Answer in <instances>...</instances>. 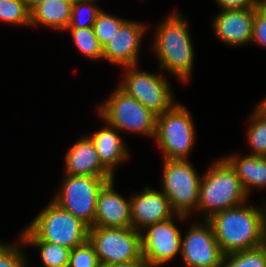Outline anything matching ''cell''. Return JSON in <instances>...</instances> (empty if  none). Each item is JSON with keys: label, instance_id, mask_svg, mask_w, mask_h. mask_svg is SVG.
<instances>
[{"label": "cell", "instance_id": "obj_35", "mask_svg": "<svg viewBox=\"0 0 266 267\" xmlns=\"http://www.w3.org/2000/svg\"><path fill=\"white\" fill-rule=\"evenodd\" d=\"M265 227H266V209H265ZM266 243V241H265Z\"/></svg>", "mask_w": 266, "mask_h": 267}, {"label": "cell", "instance_id": "obj_11", "mask_svg": "<svg viewBox=\"0 0 266 267\" xmlns=\"http://www.w3.org/2000/svg\"><path fill=\"white\" fill-rule=\"evenodd\" d=\"M191 226L181 239V256L187 267H221L223 253L214 236L211 224Z\"/></svg>", "mask_w": 266, "mask_h": 267}, {"label": "cell", "instance_id": "obj_16", "mask_svg": "<svg viewBox=\"0 0 266 267\" xmlns=\"http://www.w3.org/2000/svg\"><path fill=\"white\" fill-rule=\"evenodd\" d=\"M255 8L222 10L214 19L213 28L228 45H244L252 41Z\"/></svg>", "mask_w": 266, "mask_h": 267}, {"label": "cell", "instance_id": "obj_24", "mask_svg": "<svg viewBox=\"0 0 266 267\" xmlns=\"http://www.w3.org/2000/svg\"><path fill=\"white\" fill-rule=\"evenodd\" d=\"M0 20L11 24L30 25L28 0H0Z\"/></svg>", "mask_w": 266, "mask_h": 267}, {"label": "cell", "instance_id": "obj_20", "mask_svg": "<svg viewBox=\"0 0 266 267\" xmlns=\"http://www.w3.org/2000/svg\"><path fill=\"white\" fill-rule=\"evenodd\" d=\"M74 1L47 0L30 13V26L38 23L58 30H67Z\"/></svg>", "mask_w": 266, "mask_h": 267}, {"label": "cell", "instance_id": "obj_4", "mask_svg": "<svg viewBox=\"0 0 266 267\" xmlns=\"http://www.w3.org/2000/svg\"><path fill=\"white\" fill-rule=\"evenodd\" d=\"M247 197L234 169L221 159L201 178L197 209L206 210L207 220L215 213L242 205Z\"/></svg>", "mask_w": 266, "mask_h": 267}, {"label": "cell", "instance_id": "obj_2", "mask_svg": "<svg viewBox=\"0 0 266 267\" xmlns=\"http://www.w3.org/2000/svg\"><path fill=\"white\" fill-rule=\"evenodd\" d=\"M172 14L157 28L153 49L160 60V68L170 71L181 81H188L194 50L187 31V20Z\"/></svg>", "mask_w": 266, "mask_h": 267}, {"label": "cell", "instance_id": "obj_29", "mask_svg": "<svg viewBox=\"0 0 266 267\" xmlns=\"http://www.w3.org/2000/svg\"><path fill=\"white\" fill-rule=\"evenodd\" d=\"M25 256L12 245L0 243V267H25Z\"/></svg>", "mask_w": 266, "mask_h": 267}, {"label": "cell", "instance_id": "obj_21", "mask_svg": "<svg viewBox=\"0 0 266 267\" xmlns=\"http://www.w3.org/2000/svg\"><path fill=\"white\" fill-rule=\"evenodd\" d=\"M221 267H266V243L253 249L223 254Z\"/></svg>", "mask_w": 266, "mask_h": 267}, {"label": "cell", "instance_id": "obj_5", "mask_svg": "<svg viewBox=\"0 0 266 267\" xmlns=\"http://www.w3.org/2000/svg\"><path fill=\"white\" fill-rule=\"evenodd\" d=\"M88 240L93 245L102 267L143 258L141 232L133 227H90Z\"/></svg>", "mask_w": 266, "mask_h": 267}, {"label": "cell", "instance_id": "obj_19", "mask_svg": "<svg viewBox=\"0 0 266 267\" xmlns=\"http://www.w3.org/2000/svg\"><path fill=\"white\" fill-rule=\"evenodd\" d=\"M224 159L234 169L247 195L252 186L266 187V157L249 154L242 158L232 155Z\"/></svg>", "mask_w": 266, "mask_h": 267}, {"label": "cell", "instance_id": "obj_28", "mask_svg": "<svg viewBox=\"0 0 266 267\" xmlns=\"http://www.w3.org/2000/svg\"><path fill=\"white\" fill-rule=\"evenodd\" d=\"M96 0H75L73 2L72 7V16L71 22L68 28H86V27H93L99 12L101 11L100 8L96 6L88 5L89 3L92 4ZM88 3V4H87ZM87 8V9H86ZM82 10H88V21L82 20Z\"/></svg>", "mask_w": 266, "mask_h": 267}, {"label": "cell", "instance_id": "obj_12", "mask_svg": "<svg viewBox=\"0 0 266 267\" xmlns=\"http://www.w3.org/2000/svg\"><path fill=\"white\" fill-rule=\"evenodd\" d=\"M172 219L149 225L148 232L141 234L142 256L152 267L167 263L181 251V233Z\"/></svg>", "mask_w": 266, "mask_h": 267}, {"label": "cell", "instance_id": "obj_15", "mask_svg": "<svg viewBox=\"0 0 266 267\" xmlns=\"http://www.w3.org/2000/svg\"><path fill=\"white\" fill-rule=\"evenodd\" d=\"M114 179L108 181L99 191L94 225L92 227H132L131 200H125L114 191Z\"/></svg>", "mask_w": 266, "mask_h": 267}, {"label": "cell", "instance_id": "obj_30", "mask_svg": "<svg viewBox=\"0 0 266 267\" xmlns=\"http://www.w3.org/2000/svg\"><path fill=\"white\" fill-rule=\"evenodd\" d=\"M252 41L266 46V2L264 0L255 8Z\"/></svg>", "mask_w": 266, "mask_h": 267}, {"label": "cell", "instance_id": "obj_32", "mask_svg": "<svg viewBox=\"0 0 266 267\" xmlns=\"http://www.w3.org/2000/svg\"><path fill=\"white\" fill-rule=\"evenodd\" d=\"M106 267H152V266L144 258H141L138 261L109 265Z\"/></svg>", "mask_w": 266, "mask_h": 267}, {"label": "cell", "instance_id": "obj_25", "mask_svg": "<svg viewBox=\"0 0 266 267\" xmlns=\"http://www.w3.org/2000/svg\"><path fill=\"white\" fill-rule=\"evenodd\" d=\"M248 130V141L253 149L251 155L266 157V116L255 108Z\"/></svg>", "mask_w": 266, "mask_h": 267}, {"label": "cell", "instance_id": "obj_17", "mask_svg": "<svg viewBox=\"0 0 266 267\" xmlns=\"http://www.w3.org/2000/svg\"><path fill=\"white\" fill-rule=\"evenodd\" d=\"M66 175L114 177L100 162L90 136L78 140L67 152Z\"/></svg>", "mask_w": 266, "mask_h": 267}, {"label": "cell", "instance_id": "obj_34", "mask_svg": "<svg viewBox=\"0 0 266 267\" xmlns=\"http://www.w3.org/2000/svg\"><path fill=\"white\" fill-rule=\"evenodd\" d=\"M256 109L266 116V99L260 102Z\"/></svg>", "mask_w": 266, "mask_h": 267}, {"label": "cell", "instance_id": "obj_22", "mask_svg": "<svg viewBox=\"0 0 266 267\" xmlns=\"http://www.w3.org/2000/svg\"><path fill=\"white\" fill-rule=\"evenodd\" d=\"M20 240L25 244L39 247L44 267H68L71 249L43 240Z\"/></svg>", "mask_w": 266, "mask_h": 267}, {"label": "cell", "instance_id": "obj_6", "mask_svg": "<svg viewBox=\"0 0 266 267\" xmlns=\"http://www.w3.org/2000/svg\"><path fill=\"white\" fill-rule=\"evenodd\" d=\"M162 178V192L176 216L184 219L198 206L201 177L188 160H165Z\"/></svg>", "mask_w": 266, "mask_h": 267}, {"label": "cell", "instance_id": "obj_27", "mask_svg": "<svg viewBox=\"0 0 266 267\" xmlns=\"http://www.w3.org/2000/svg\"><path fill=\"white\" fill-rule=\"evenodd\" d=\"M68 267H102L89 240L70 251Z\"/></svg>", "mask_w": 266, "mask_h": 267}, {"label": "cell", "instance_id": "obj_26", "mask_svg": "<svg viewBox=\"0 0 266 267\" xmlns=\"http://www.w3.org/2000/svg\"><path fill=\"white\" fill-rule=\"evenodd\" d=\"M125 21L126 20L114 17L102 10L99 12L93 29L102 47L110 41Z\"/></svg>", "mask_w": 266, "mask_h": 267}, {"label": "cell", "instance_id": "obj_33", "mask_svg": "<svg viewBox=\"0 0 266 267\" xmlns=\"http://www.w3.org/2000/svg\"><path fill=\"white\" fill-rule=\"evenodd\" d=\"M47 0H28L30 13L39 5L44 4ZM59 1H75V0H59Z\"/></svg>", "mask_w": 266, "mask_h": 267}, {"label": "cell", "instance_id": "obj_31", "mask_svg": "<svg viewBox=\"0 0 266 267\" xmlns=\"http://www.w3.org/2000/svg\"><path fill=\"white\" fill-rule=\"evenodd\" d=\"M223 10L256 8L263 0H216Z\"/></svg>", "mask_w": 266, "mask_h": 267}, {"label": "cell", "instance_id": "obj_1", "mask_svg": "<svg viewBox=\"0 0 266 267\" xmlns=\"http://www.w3.org/2000/svg\"><path fill=\"white\" fill-rule=\"evenodd\" d=\"M207 221L223 254L253 249L265 244V209L239 205L215 213Z\"/></svg>", "mask_w": 266, "mask_h": 267}, {"label": "cell", "instance_id": "obj_14", "mask_svg": "<svg viewBox=\"0 0 266 267\" xmlns=\"http://www.w3.org/2000/svg\"><path fill=\"white\" fill-rule=\"evenodd\" d=\"M130 200L132 227L139 232L149 225L176 215L167 196L155 189L146 187L143 193L133 196Z\"/></svg>", "mask_w": 266, "mask_h": 267}, {"label": "cell", "instance_id": "obj_3", "mask_svg": "<svg viewBox=\"0 0 266 267\" xmlns=\"http://www.w3.org/2000/svg\"><path fill=\"white\" fill-rule=\"evenodd\" d=\"M89 227L52 201L21 234L22 240H43L69 249L88 240Z\"/></svg>", "mask_w": 266, "mask_h": 267}, {"label": "cell", "instance_id": "obj_8", "mask_svg": "<svg viewBox=\"0 0 266 267\" xmlns=\"http://www.w3.org/2000/svg\"><path fill=\"white\" fill-rule=\"evenodd\" d=\"M101 117L118 130H128L155 137L156 114L119 86L100 107Z\"/></svg>", "mask_w": 266, "mask_h": 267}, {"label": "cell", "instance_id": "obj_9", "mask_svg": "<svg viewBox=\"0 0 266 267\" xmlns=\"http://www.w3.org/2000/svg\"><path fill=\"white\" fill-rule=\"evenodd\" d=\"M66 176L53 201L90 228L94 225L99 191L114 177Z\"/></svg>", "mask_w": 266, "mask_h": 267}, {"label": "cell", "instance_id": "obj_23", "mask_svg": "<svg viewBox=\"0 0 266 267\" xmlns=\"http://www.w3.org/2000/svg\"><path fill=\"white\" fill-rule=\"evenodd\" d=\"M73 36L76 47L85 56L93 59H103L102 46L95 35L93 27L67 28Z\"/></svg>", "mask_w": 266, "mask_h": 267}, {"label": "cell", "instance_id": "obj_10", "mask_svg": "<svg viewBox=\"0 0 266 267\" xmlns=\"http://www.w3.org/2000/svg\"><path fill=\"white\" fill-rule=\"evenodd\" d=\"M136 66H126V76L119 87L137 99L147 109L159 115L174 105L170 86L162 76L135 70Z\"/></svg>", "mask_w": 266, "mask_h": 267}, {"label": "cell", "instance_id": "obj_7", "mask_svg": "<svg viewBox=\"0 0 266 267\" xmlns=\"http://www.w3.org/2000/svg\"><path fill=\"white\" fill-rule=\"evenodd\" d=\"M195 129L188 110L175 104L156 116L155 138L164 153V160H187L195 139Z\"/></svg>", "mask_w": 266, "mask_h": 267}, {"label": "cell", "instance_id": "obj_13", "mask_svg": "<svg viewBox=\"0 0 266 267\" xmlns=\"http://www.w3.org/2000/svg\"><path fill=\"white\" fill-rule=\"evenodd\" d=\"M145 30L144 25L126 20L102 47L103 59L123 67L136 66L141 37Z\"/></svg>", "mask_w": 266, "mask_h": 267}, {"label": "cell", "instance_id": "obj_18", "mask_svg": "<svg viewBox=\"0 0 266 267\" xmlns=\"http://www.w3.org/2000/svg\"><path fill=\"white\" fill-rule=\"evenodd\" d=\"M108 127L100 129L90 135L96 147L102 165L114 175V166L127 159L129 156L123 139L118 134V129L106 123Z\"/></svg>", "mask_w": 266, "mask_h": 267}]
</instances>
